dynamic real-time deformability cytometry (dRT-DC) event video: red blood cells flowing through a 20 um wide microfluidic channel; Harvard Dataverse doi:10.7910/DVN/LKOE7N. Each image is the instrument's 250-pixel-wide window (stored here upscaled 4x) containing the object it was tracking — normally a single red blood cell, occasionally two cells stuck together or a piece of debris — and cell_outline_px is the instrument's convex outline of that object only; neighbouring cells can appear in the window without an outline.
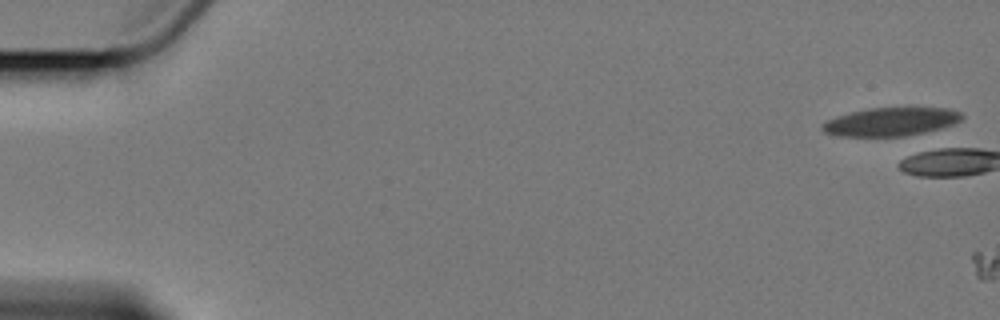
{"species": "Egyptian fruit bat (a non-hibernating species)", "species_latin": "Rousettus aegyptiacus", "temperature_condition": "cold", "stored_images_in_passage": 2, "camera_frame_rate_fps": 3000, "um_per_image_px": 0.085, "animal": {"sex": "female"}, "frame": {"image": 1, "passage_image": 1, "time_ms": 0.0, "image_size_px": [1000, 320], "cell_outline_px": [[964, 116], [960, 120], [952, 124], [940, 128], [908, 136], [836, 136], [824, 132], [820, 128], [820, 124], [828, 120], [852, 112], [868, 108], [948, 108], [960, 112]], "centroid_in_image_um": [75.7, 10.35], "position_along_channel_um": 9.3, "area_um2": 22.89}}